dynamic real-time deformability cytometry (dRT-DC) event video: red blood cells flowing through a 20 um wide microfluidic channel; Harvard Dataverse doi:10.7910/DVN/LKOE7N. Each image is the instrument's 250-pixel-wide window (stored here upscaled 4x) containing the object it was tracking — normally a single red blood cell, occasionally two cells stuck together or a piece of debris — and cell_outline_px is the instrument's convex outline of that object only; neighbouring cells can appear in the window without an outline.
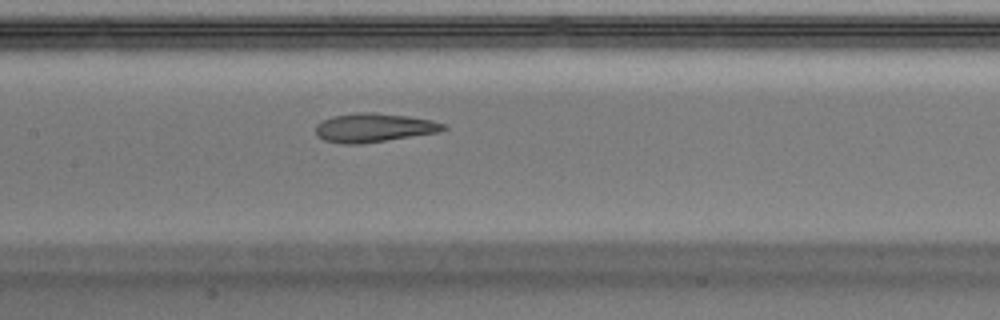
{"species": "Egyptian fruit bat (a non-hibernating species)", "species_latin": "Rousettus aegyptiacus", "temperature_condition": "warm", "stored_images_in_passage": 34, "camera_frame_rate_fps": 3000, "um_per_image_px": 0.085, "animal": {"sex": "male"}, "frame": {"image": 1, "passage_image": 15, "time_ms": 4.667, "image_size_px": [1000, 320], "cell_outline_px": [[448, 128], [440, 132], [356, 144], [344, 144], [324, 140], [316, 132], [316, 124], [320, 120], [332, 116], [356, 112], [372, 112], [408, 116], [432, 120], [444, 124]], "centroid_in_image_um": [31.77, 10.83], "position_along_channel_um": 175.6, "area_um2": 21.33}}